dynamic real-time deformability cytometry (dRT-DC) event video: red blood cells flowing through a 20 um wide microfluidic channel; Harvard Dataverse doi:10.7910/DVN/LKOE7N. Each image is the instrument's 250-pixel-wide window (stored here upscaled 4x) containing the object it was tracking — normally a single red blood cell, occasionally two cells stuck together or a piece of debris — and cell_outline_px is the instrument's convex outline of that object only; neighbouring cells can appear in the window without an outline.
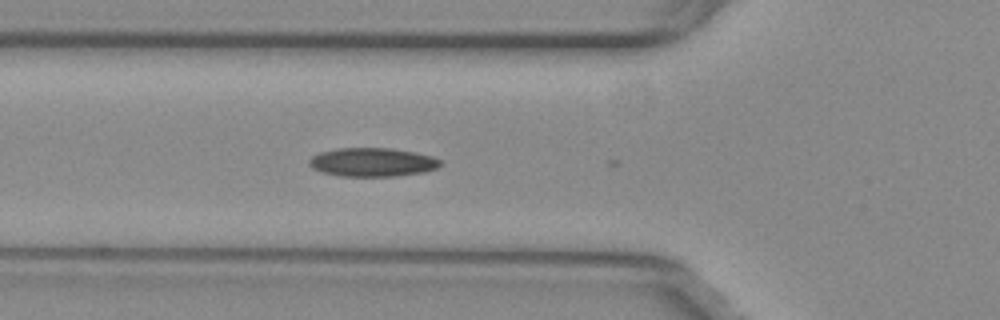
{"species": "common noctule bat (a hibernating species)", "species_latin": "Nyctalus noctula", "temperature_condition": "warm", "stored_images_in_passage": 4, "camera_frame_rate_fps": 3000, "um_per_image_px": 0.085, "animal": {"sex": "female", "body_mass_g": 29.2, "forearm_length_mm": 56.3}, "frame": {"image": 1, "passage_image": 2, "time_ms": 0.333, "image_size_px": [1000, 320], "cell_outline_px": [[444, 164], [436, 168], [424, 172], [396, 176], [340, 176], [320, 172], [312, 168], [308, 164], [308, 160], [312, 156], [320, 152], [336, 148], [392, 148], [416, 152], [432, 156], [440, 160]], "centroid_in_image_um": [31.65, 13.78], "position_along_channel_um": 94.2, "area_um2": 22.2}}